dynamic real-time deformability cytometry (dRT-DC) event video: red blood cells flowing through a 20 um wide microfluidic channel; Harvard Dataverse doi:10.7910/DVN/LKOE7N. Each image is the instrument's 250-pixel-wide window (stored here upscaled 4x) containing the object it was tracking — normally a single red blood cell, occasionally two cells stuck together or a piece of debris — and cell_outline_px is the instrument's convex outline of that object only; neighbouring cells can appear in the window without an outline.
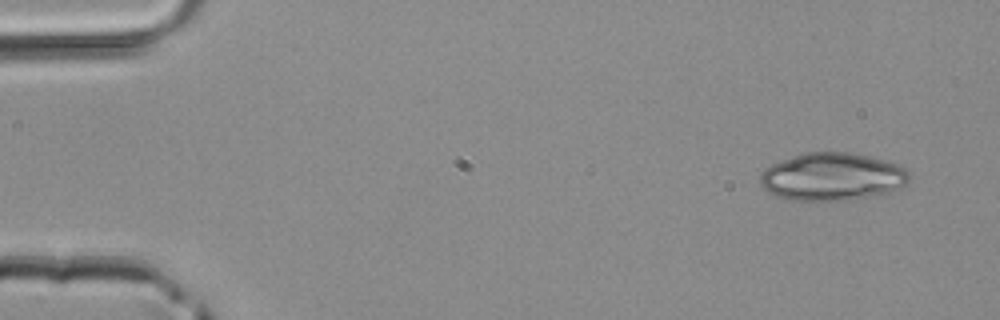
{"species": "common noctule bat (a hibernating species)", "species_latin": "Nyctalus noctula", "temperature_condition": "room temperature", "stored_images_in_passage": 5, "camera_frame_rate_fps": 3000, "um_per_image_px": 0.085, "animal": {"sex": "male", "body_mass_g": 20.4}, "frame": {"image": 1, "passage_image": 1, "time_ms": 0.0, "image_size_px": [1000, 320], "cell_outline_px": [[908, 180], [900, 188], [888, 192], [852, 200], [784, 200], [768, 192], [760, 184], [760, 172], [764, 168], [772, 164], [792, 156], [804, 152], [848, 152], [868, 156], [900, 164], [908, 172]], "centroid_in_image_um": [70.7, 15.02], "position_along_channel_um": 14.3, "area_um2": 41.62}}
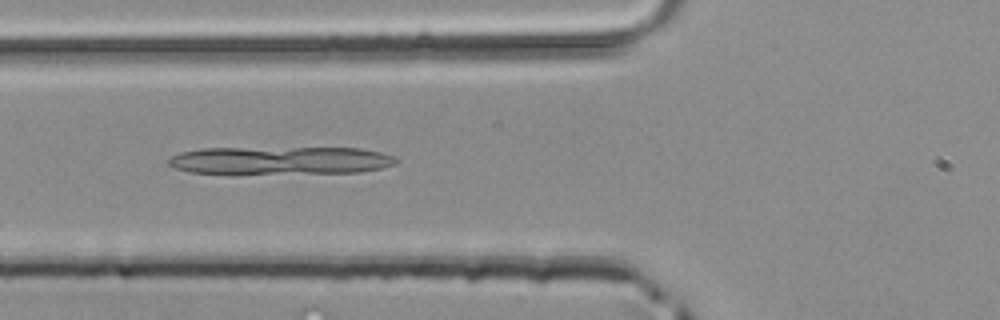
{"frame": {"image": 2, "passage_image": 5, "time_ms": 1.333, "image_size_px": [1000, 320], "cell_outline_px": [[400, 160], [396, 164], [380, 168], [360, 172], [188, 172], [176, 168], [168, 164], [168, 160], [172, 156], [180, 152], [200, 148], [360, 148], [380, 152], [396, 156]], "centroid_in_image_um": [23.89, 13.61], "position_along_channel_um": 101.9, "area_um2": 36.24}}